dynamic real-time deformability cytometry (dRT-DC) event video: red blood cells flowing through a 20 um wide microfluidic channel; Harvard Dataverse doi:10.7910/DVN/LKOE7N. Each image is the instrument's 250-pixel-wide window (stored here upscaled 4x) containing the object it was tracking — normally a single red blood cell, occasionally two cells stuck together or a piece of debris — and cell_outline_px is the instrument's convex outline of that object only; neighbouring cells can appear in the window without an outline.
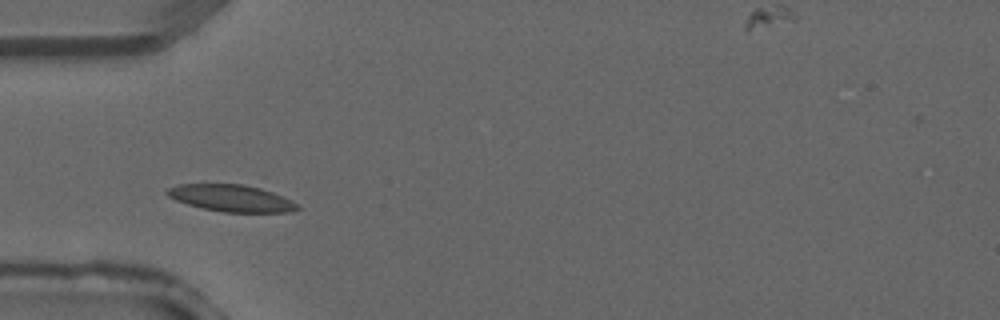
{"species": "common noctule bat (a hibernating species)", "species_latin": "Nyctalus noctula", "temperature_condition": "warm", "stored_images_in_passage": 3, "camera_frame_rate_fps": 3000, "um_per_image_px": 0.085, "animal": {"sex": "male", "forearm_length_mm": 52.5}, "frame": {"image": 1, "passage_image": 2, "time_ms": 0.333, "image_size_px": [1000, 320], "cell_outline_px": [[300, 208], [292, 212], [224, 212], [204, 208], [188, 204], [176, 200], [168, 196], [164, 192], [168, 188], [180, 184], [244, 184], [260, 188], [272, 192], [300, 204]], "centroid_in_image_um": [19.68, 16.84], "position_along_channel_um": 65.3, "area_um2": 20.29}}
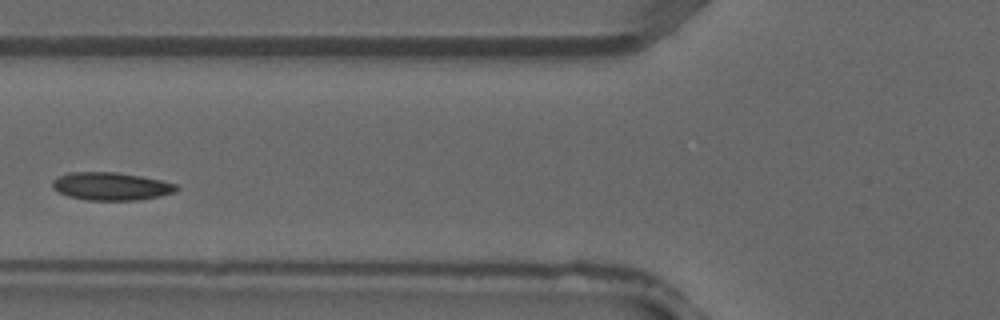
{"frame": {"image": 2, "passage_image": 3, "time_ms": 0.667, "image_size_px": [1000, 320], "cell_outline_px": [[180, 188], [176, 192], [160, 196], [140, 200], [88, 200], [68, 196], [52, 188], [52, 180], [56, 176], [68, 172], [116, 172], [140, 176], [160, 180], [176, 184]], "centroid_in_image_um": [9.43, 15.83], "position_along_channel_um": 116.4, "area_um2": 20.29}}